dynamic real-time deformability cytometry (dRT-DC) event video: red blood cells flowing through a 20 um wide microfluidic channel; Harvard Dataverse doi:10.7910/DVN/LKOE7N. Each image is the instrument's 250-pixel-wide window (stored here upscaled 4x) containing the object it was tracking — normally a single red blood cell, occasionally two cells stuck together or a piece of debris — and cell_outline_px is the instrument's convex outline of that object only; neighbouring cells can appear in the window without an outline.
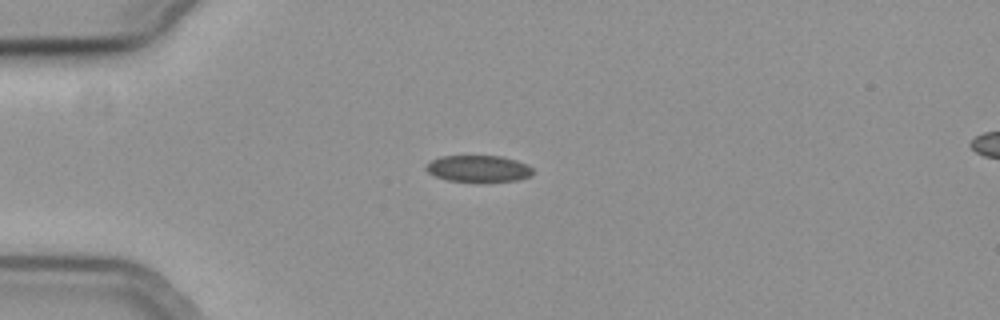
{"species": "common noctule bat (a hibernating species)", "species_latin": "Nyctalus noctula", "temperature_condition": "cold", "stored_images_in_passage": 44, "camera_frame_rate_fps": 3000, "um_per_image_px": 0.085, "animal": {"sex": "female", "body_mass_g": 19.3, "forearm_length_mm": 54.1}, "frame": {"image": 1, "passage_image": 1, "time_ms": 0.0, "image_size_px": [1000, 320], "cell_outline_px": [[532, 176], [520, 180], [480, 184], [448, 180], [436, 176], [428, 172], [424, 168], [432, 160], [440, 156], [500, 156], [516, 160], [528, 164], [532, 168]], "centroid_in_image_um": [40.71, 14.37], "position_along_channel_um": 44.3, "area_um2": 17.17}}
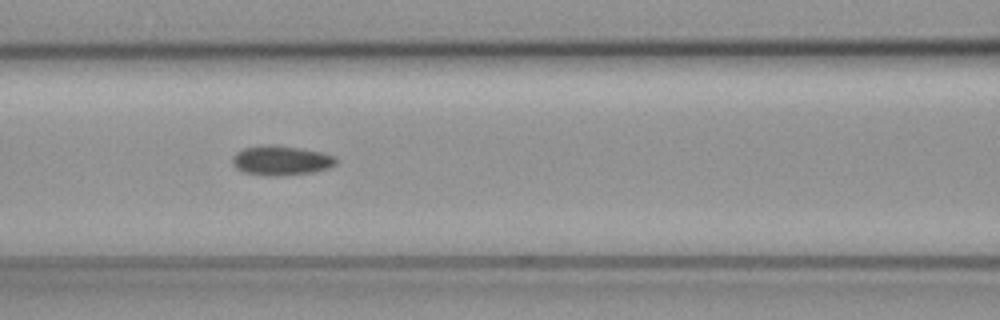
{"frame": {"image": 2, "passage_image": 11, "time_ms": 3.333, "image_size_px": [1000, 320], "cell_outline_px": [[336, 164], [328, 168], [312, 172], [276, 176], [268, 176], [244, 172], [236, 168], [232, 164], [232, 156], [236, 152], [244, 148], [264, 144], [276, 144], [300, 148], [320, 152], [332, 156], [336, 160]], "centroid_in_image_um": [23.83, 13.63], "position_along_channel_um": 142.8, "area_um2": 17.86}}
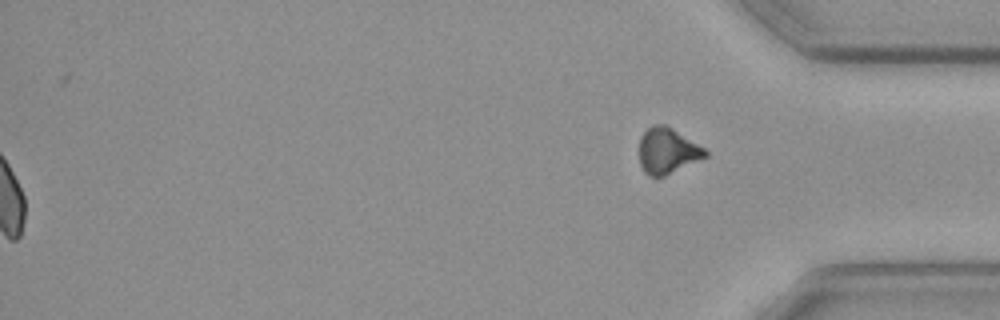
{"frame": {"image": 3, "passage_image": 44, "time_ms": 14.333, "image_size_px": [1000, 320], "cell_outline_px": [[708, 156], [664, 176], [648, 176], [644, 172], [640, 164], [640, 136], [652, 124], [664, 124], [672, 128], [704, 148], [708, 152]], "centroid_in_image_um": [56.72, 12.82], "position_along_channel_um": 378.5, "area_um2": 17.46}, "authors_computed_cell_mechanics": {"area_um2": 17.6868, "velocity_mm_per_s": 3.7105, "shape_relaxation_time_tau1_ms": null, "shape_relaxation_time_tau2_ms": 2.7276, "deformation_change_tau1": null, "deformation_change_tau2": 0.0692}}